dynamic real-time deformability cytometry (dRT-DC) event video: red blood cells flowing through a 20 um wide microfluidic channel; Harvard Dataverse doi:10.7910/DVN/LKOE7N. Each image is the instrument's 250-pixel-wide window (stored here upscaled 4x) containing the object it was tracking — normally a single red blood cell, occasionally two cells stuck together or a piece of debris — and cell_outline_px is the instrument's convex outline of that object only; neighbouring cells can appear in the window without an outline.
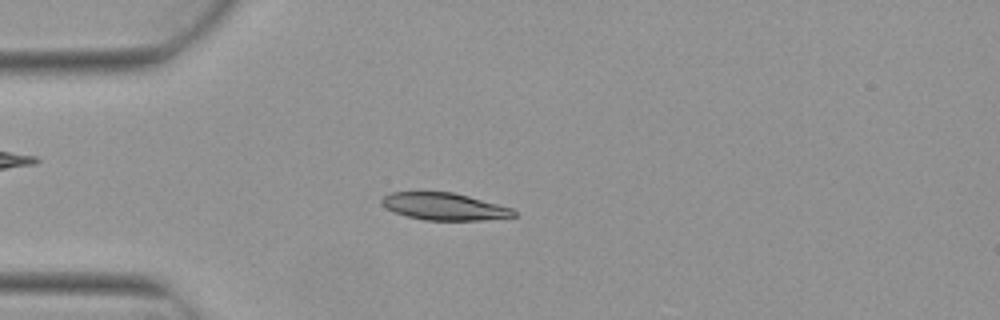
{"species": "Egyptian fruit bat (a non-hibernating species)", "species_latin": "Rousettus aegyptiacus", "temperature_condition": "warm", "stored_images_in_passage": 4, "camera_frame_rate_fps": 3000, "um_per_image_px": 0.085, "animal": {"sex": "female"}, "frame": {"image": 1, "passage_image": 4, "time_ms": 1.0, "image_size_px": [1000, 320], "cell_outline_px": [[516, 216], [480, 220], [424, 220], [408, 216], [396, 212], [388, 208], [380, 200], [384, 196], [392, 192], [452, 192], [468, 196], [512, 208], [516, 212]], "centroid_in_image_um": [37.78, 17.55], "position_along_channel_um": 47.2, "area_um2": 20.52}}